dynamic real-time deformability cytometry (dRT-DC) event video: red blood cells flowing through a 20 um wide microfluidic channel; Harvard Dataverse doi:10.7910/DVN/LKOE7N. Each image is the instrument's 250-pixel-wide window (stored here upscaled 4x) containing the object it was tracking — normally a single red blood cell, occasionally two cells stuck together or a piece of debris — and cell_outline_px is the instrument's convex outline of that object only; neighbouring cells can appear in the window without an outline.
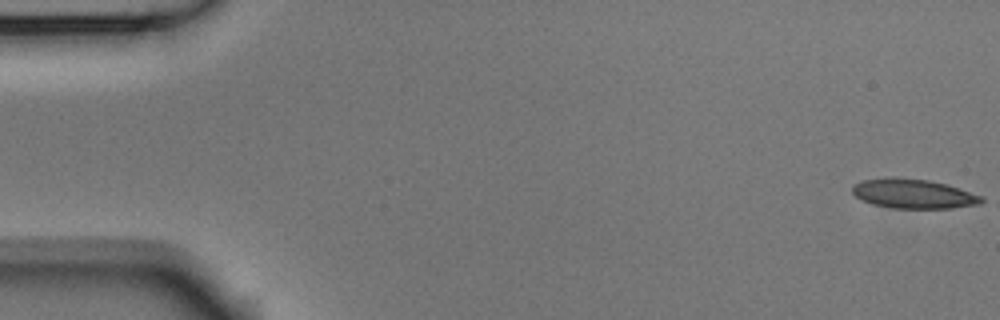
{"species": "Egyptian fruit bat (a non-hibernating species)", "species_latin": "Rousettus aegyptiacus", "temperature_condition": "room temperature", "stored_images_in_passage": 47, "camera_frame_rate_fps": 3000, "um_per_image_px": 0.085, "animal": {"sex": "male"}, "frame": {"image": 1, "passage_image": 1, "time_ms": 0.0, "image_size_px": [1000, 320], "cell_outline_px": [[984, 200], [980, 204], [952, 208], [892, 208], [872, 204], [860, 200], [852, 192], [852, 184], [864, 180], [928, 180], [948, 184], [984, 196]], "centroid_in_image_um": [77.71, 16.51], "position_along_channel_um": 7.3, "area_um2": 21.56}}
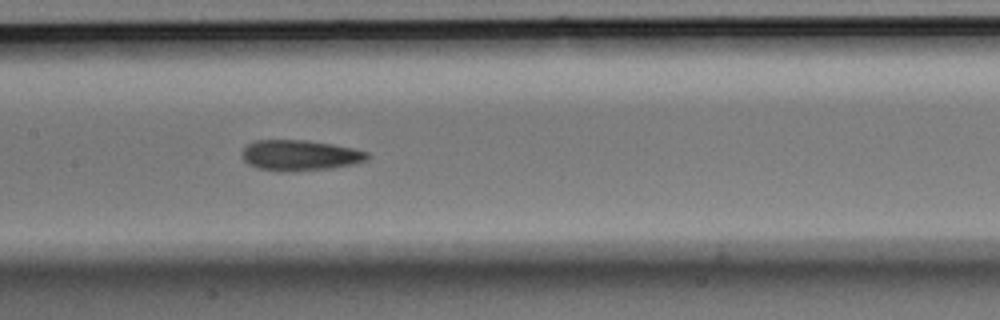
{"frame": {"image": 2, "passage_image": 26, "time_ms": 8.333, "image_size_px": [1000, 320], "cell_outline_px": [[372, 156], [368, 160], [352, 164], [332, 168], [296, 172], [280, 172], [256, 168], [248, 164], [244, 160], [244, 148], [252, 140], [304, 140], [332, 144], [352, 148], [368, 152]], "centroid_in_image_um": [25.51, 13.22], "position_along_channel_um": 181.9, "area_um2": 22.6}}
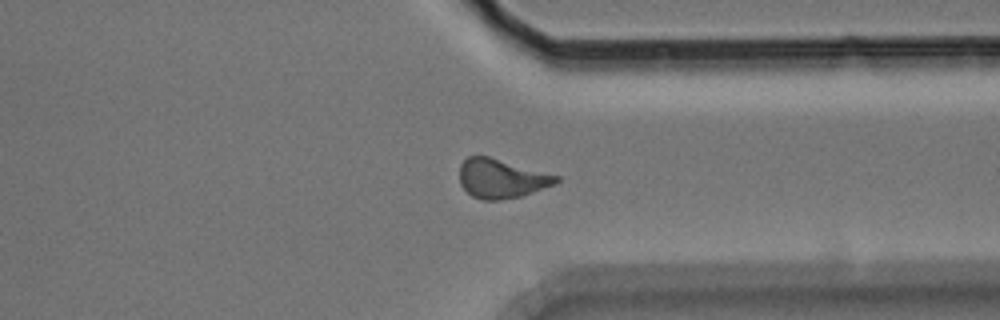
{"frame": {"image": 3, "passage_image": 41, "time_ms": 13.333, "image_size_px": [1000, 320], "cell_outline_px": [[560, 180], [556, 184], [520, 196], [500, 200], [480, 200], [472, 196], [460, 184], [460, 164], [468, 156], [488, 156], [560, 176]], "centroid_in_image_um": [42.62, 15.18], "position_along_channel_um": 368.8, "area_um2": 21.96}}